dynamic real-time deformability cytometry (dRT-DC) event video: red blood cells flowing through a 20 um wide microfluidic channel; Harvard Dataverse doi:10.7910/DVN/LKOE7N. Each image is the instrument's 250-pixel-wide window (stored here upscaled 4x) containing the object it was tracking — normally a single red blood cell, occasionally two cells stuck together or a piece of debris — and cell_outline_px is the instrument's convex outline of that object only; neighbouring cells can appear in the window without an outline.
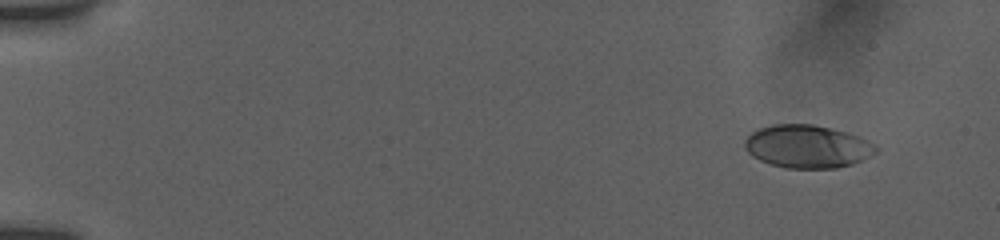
{"species": "human", "species_latin": "Homo sapiens", "temperature_condition": "room temperature", "stored_images_in_passage": 64, "camera_frame_rate_fps": 3000, "um_per_image_px": 0.085, "donor": {"sex": "female"}, "frame": {"image": 1, "passage_image": 5, "time_ms": 1.333, "image_size_px": [1000, 240], "cell_outline_px": [[880, 148], [876, 152], [852, 164], [836, 168], [784, 168], [760, 160], [752, 156], [744, 148], [744, 140], [752, 132], [760, 128], [772, 124], [812, 124], [844, 132], [856, 136], [876, 144]], "centroid_in_image_um": [68.59, 12.45], "position_along_channel_um": 16.4, "area_um2": 32.6}}
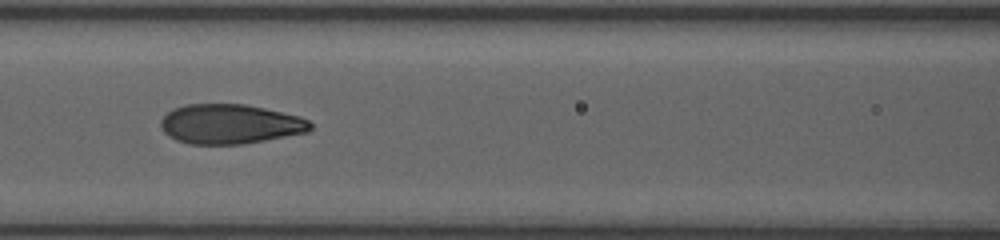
{"frame": {"image": 2, "passage_image": 35, "time_ms": 8.333, "image_size_px": [1000, 240], "cell_outline_px": [[312, 128], [308, 132], [244, 144], [188, 144], [176, 140], [164, 132], [160, 124], [160, 120], [172, 108], [184, 104], [244, 104], [264, 108], [300, 116], [308, 120], [312, 124]], "centroid_in_image_um": [19.55, 10.54], "position_along_channel_um": 147.1, "area_um2": 34.68}}
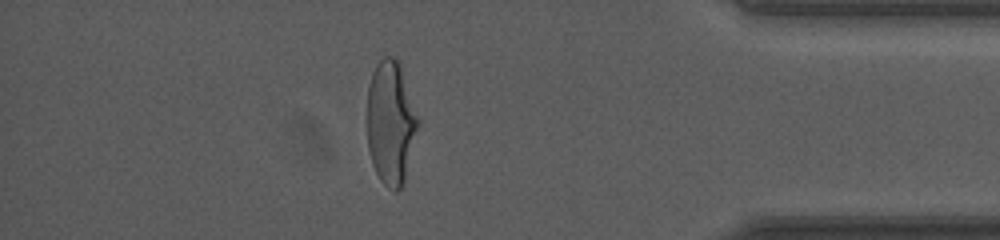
{"frame": {"image": 3, "passage_image": 58, "time_ms": 15.667, "image_size_px": [1000, 240], "cell_outline_px": [[420, 124], [404, 180], [400, 188], [396, 192], [384, 184], [380, 180], [372, 164], [368, 148], [368, 84], [372, 72], [376, 64], [384, 56], [392, 56], [400, 60], [420, 120]], "centroid_in_image_um": [33.24, 10.37], "position_along_channel_um": 402.0, "area_um2": 37.11}, "authors_computed_cell_mechanics": {"area_um2": 34.9112, "velocity_mm_per_s": 3.8926, "shape_relaxation_time_tau1_ms": 4.8936, "shape_relaxation_time_tau2_ms": 0.7005, "deformation_change_tau1": 0.2146, "deformation_change_tau2": 0.0672}}